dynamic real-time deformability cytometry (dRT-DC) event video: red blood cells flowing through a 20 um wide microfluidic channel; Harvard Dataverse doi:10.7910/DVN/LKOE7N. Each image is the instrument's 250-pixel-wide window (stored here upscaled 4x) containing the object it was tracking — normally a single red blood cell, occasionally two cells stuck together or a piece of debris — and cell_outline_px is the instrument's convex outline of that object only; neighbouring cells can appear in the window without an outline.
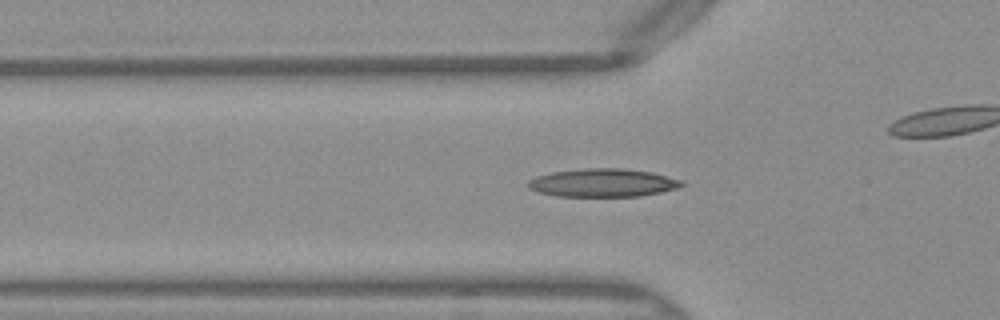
{"species": "Egyptian fruit bat (a non-hibernating species)", "species_latin": "Rousettus aegyptiacus", "temperature_condition": "warm", "stored_images_in_passage": 44, "camera_frame_rate_fps": 3000, "um_per_image_px": 0.085, "frame": {"image": 1, "passage_image": 16, "time_ms": 5.0, "image_size_px": [1000, 320], "cell_outline_px": [[684, 184], [680, 188], [640, 196], [556, 196], [540, 192], [528, 188], [528, 180], [536, 176], [552, 172], [584, 168], [620, 168], [652, 172], [680, 180]], "centroid_in_image_um": [51.23, 15.53], "position_along_channel_um": 74.6, "area_um2": 25.14}}
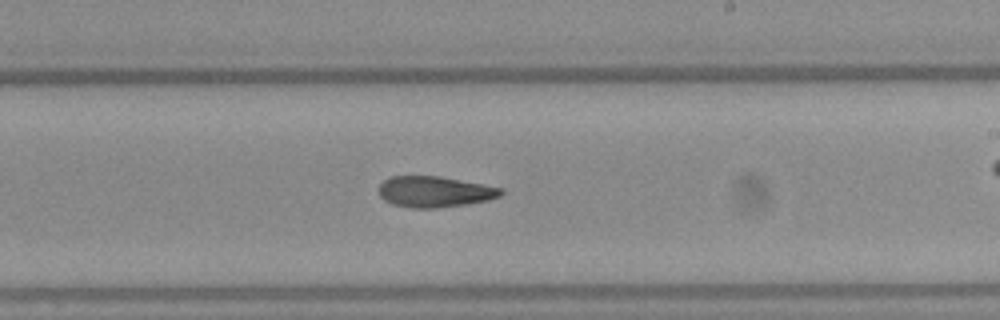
{"frame": {"image": 2, "passage_image": 29, "time_ms": 9.333, "image_size_px": [1000, 320], "cell_outline_px": [[504, 192], [500, 196], [488, 200], [464, 204], [436, 208], [412, 208], [392, 204], [384, 200], [380, 196], [376, 188], [384, 180], [392, 176], [440, 176], [484, 184], [504, 188]], "centroid_in_image_um": [36.93, 16.29], "position_along_channel_um": 252.1, "area_um2": 22.2}}
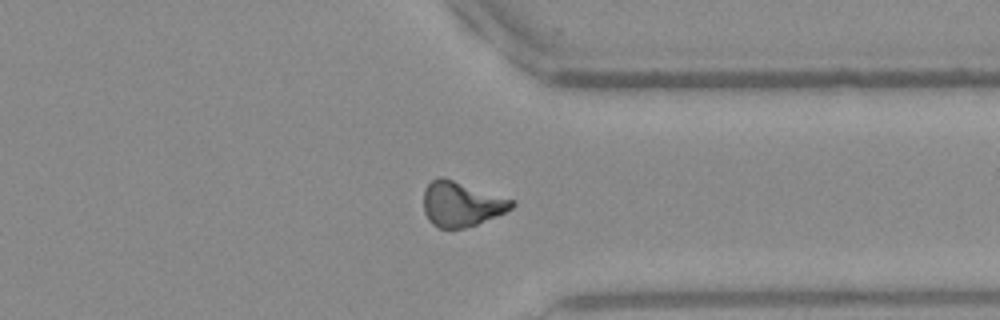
{"frame": {"image": 3, "passage_image": 38, "time_ms": 12.333, "image_size_px": [1000, 320], "cell_outline_px": [[516, 204], [512, 208], [504, 212], [476, 224], [464, 228], [440, 228], [432, 224], [428, 220], [424, 212], [424, 188], [432, 180], [440, 176], [444, 176], [516, 200]], "centroid_in_image_um": [39.21, 17.31], "position_along_channel_um": 372.2, "area_um2": 23.24}, "authors_computed_cell_mechanics": {"area_um2": 22.4264, "velocity_mm_per_s": 4.0653, "shape_relaxation_time_tau1_ms": 8.2464, "shape_relaxation_time_tau2_ms": 9.7994, "deformation_change_tau1": 0.2457, "deformation_change_tau2": 0.2385}}